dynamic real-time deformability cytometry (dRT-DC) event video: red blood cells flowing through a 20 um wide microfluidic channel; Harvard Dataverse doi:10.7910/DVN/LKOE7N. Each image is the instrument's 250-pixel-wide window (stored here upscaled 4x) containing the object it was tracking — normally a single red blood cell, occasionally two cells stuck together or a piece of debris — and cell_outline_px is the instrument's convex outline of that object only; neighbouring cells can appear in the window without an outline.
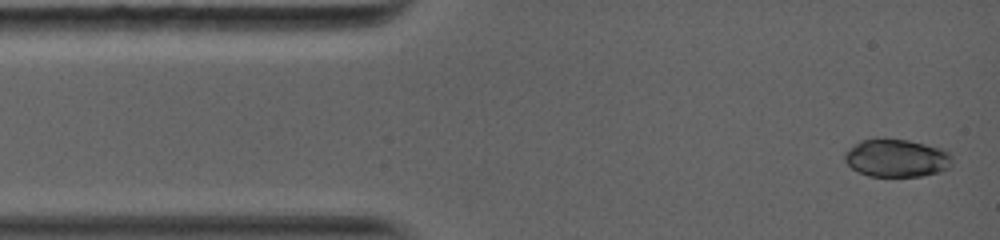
{"species": "common noctule bat (a hibernating species)", "species_latin": "Nyctalus noctula", "temperature_condition": "warm", "stored_images_in_passage": 50, "camera_frame_rate_fps": 5000, "um_per_image_px": 0.085, "animal": {"sex": "female", "body_mass_g": 19.0, "forearm_length_mm": 56.7}, "frame": {"image": 1, "passage_image": 1, "time_ms": 0.0, "image_size_px": [1000, 240], "cell_outline_px": [[952, 164], [948, 168], [936, 172], [920, 176], [868, 176], [856, 172], [844, 160], [844, 152], [848, 148], [860, 140], [908, 140], [944, 148], [952, 156]], "centroid_in_image_um": [76.2, 13.45], "position_along_channel_um": 8.8, "area_um2": 23.64}}
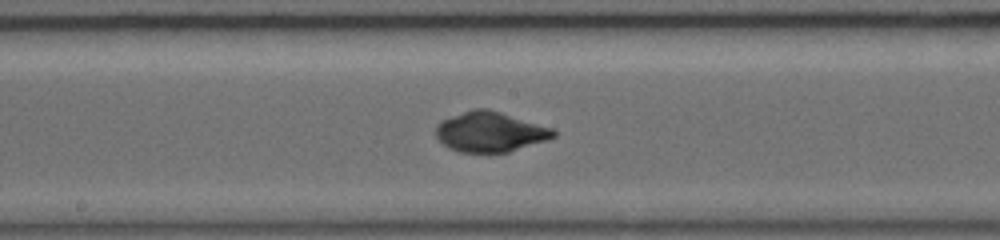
{"frame": {"image": 2, "passage_image": 29, "time_ms": 6.4, "image_size_px": [1000, 240], "cell_outline_px": [[556, 136], [548, 140], [508, 152], [460, 152], [448, 148], [436, 136], [436, 124], [440, 120], [472, 108], [488, 108], [552, 128], [556, 132]], "centroid_in_image_um": [41.64, 11.2], "position_along_channel_um": 206.6, "area_um2": 27.51}}
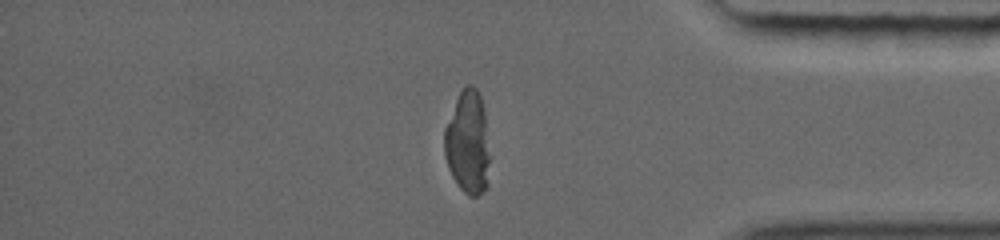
{"frame": {"image": 3, "passage_image": 50, "time_ms": 11.4, "image_size_px": [1000, 240], "cell_outline_px": [[492, 156], [488, 188], [476, 196], [468, 196], [460, 188], [452, 176], [448, 168], [444, 156], [444, 128], [456, 100], [460, 92], [468, 84], [472, 84], [476, 88], [480, 96], [484, 112]], "centroid_in_image_um": [39.8, 12.18], "position_along_channel_um": 395.4, "area_um2": 28.15}, "authors_computed_cell_mechanics": {"area_um2": 27.2816, "velocity_mm_per_s": 4.1476, "shape_relaxation_time_tau1_ms": 7.365, "shape_relaxation_time_tau2_ms": null, "deformation_change_tau1": 0.3245, "deformation_change_tau2": null}}